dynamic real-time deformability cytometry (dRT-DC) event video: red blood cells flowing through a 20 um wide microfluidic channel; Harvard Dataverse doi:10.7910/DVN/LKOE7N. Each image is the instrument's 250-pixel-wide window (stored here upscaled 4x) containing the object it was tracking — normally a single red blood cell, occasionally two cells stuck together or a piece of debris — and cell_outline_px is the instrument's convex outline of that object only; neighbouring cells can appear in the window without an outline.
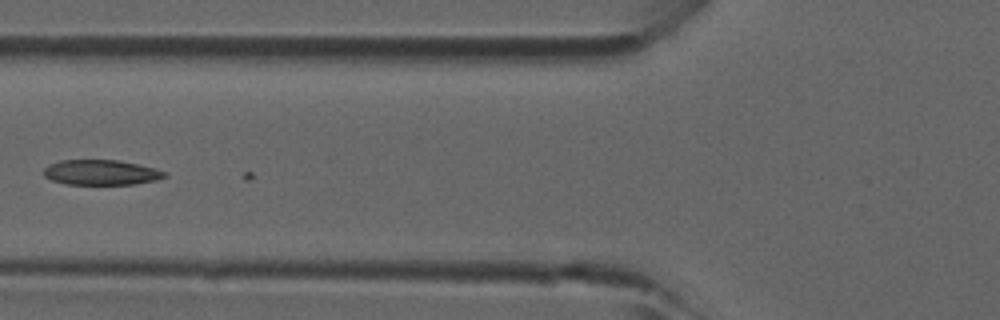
{"species": "common noctule bat (a hibernating species)", "species_latin": "Nyctalus noctula", "temperature_condition": "room temperature", "stored_images_in_passage": 5, "camera_frame_rate_fps": 3000, "um_per_image_px": 0.085, "animal": {"sex": "male", "forearm_length_mm": 52.5}, "frame": {"image": 1, "passage_image": 5, "time_ms": 1.333, "image_size_px": [1000, 320], "cell_outline_px": [[168, 176], [156, 180], [136, 184], [68, 184], [52, 180], [44, 176], [44, 168], [60, 160], [116, 160], [156, 168], [168, 172]], "centroid_in_image_um": [8.65, 14.66], "position_along_channel_um": 117.2, "area_um2": 17.63}}